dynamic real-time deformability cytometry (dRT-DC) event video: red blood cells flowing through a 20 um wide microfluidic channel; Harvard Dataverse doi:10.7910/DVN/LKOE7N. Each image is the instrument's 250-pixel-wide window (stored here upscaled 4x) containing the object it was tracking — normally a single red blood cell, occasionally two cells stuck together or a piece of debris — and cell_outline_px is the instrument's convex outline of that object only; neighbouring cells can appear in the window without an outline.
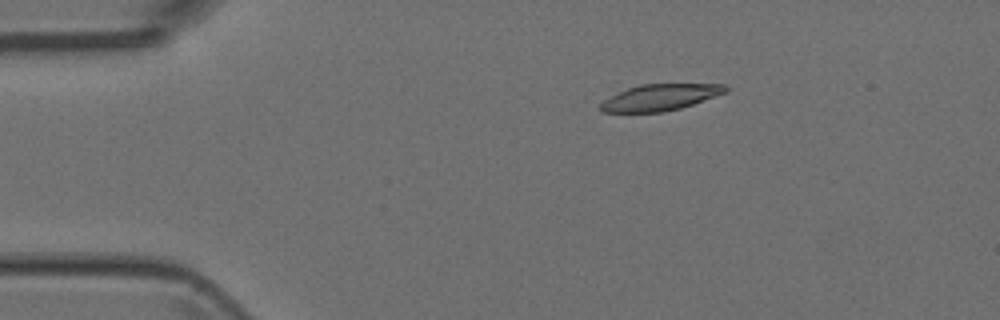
{"species": "Egyptian fruit bat (a non-hibernating species)", "species_latin": "Rousettus aegyptiacus", "temperature_condition": "room temperature", "stored_images_in_passage": 5, "camera_frame_rate_fps": 3000, "um_per_image_px": 0.085, "animal": {"sex": "female"}, "frame": {"image": 1, "passage_image": 1, "time_ms": 0.0, "image_size_px": [1000, 320], "cell_outline_px": [[728, 92], [680, 108], [664, 112], [604, 112], [600, 108], [600, 104], [604, 100], [628, 88], [640, 84], [724, 84], [728, 88]], "centroid_in_image_um": [56.14, 8.27], "position_along_channel_um": 28.9, "area_um2": 18.96}}
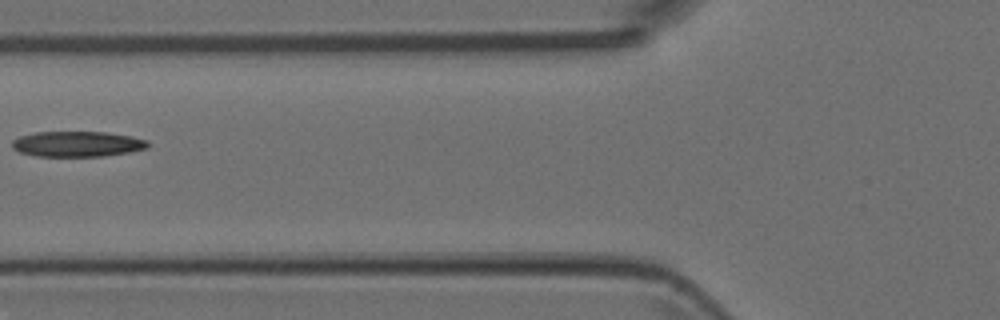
{"frame": {"image": 2, "passage_image": 4, "time_ms": 1.0, "image_size_px": [1000, 320], "cell_outline_px": [[148, 148], [128, 152], [104, 156], [36, 156], [20, 152], [12, 148], [12, 140], [20, 136], [36, 132], [104, 132], [132, 136], [148, 140]], "centroid_in_image_um": [6.57, 12.24], "position_along_channel_um": 119.2, "area_um2": 20.11}}
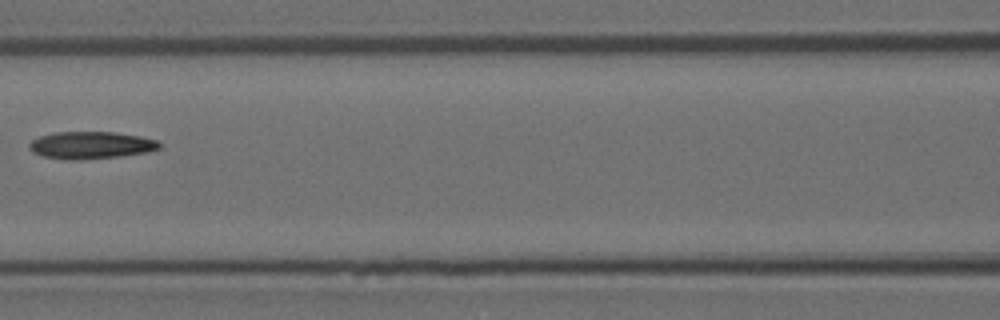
{"frame": {"image": 3, "passage_image": 5, "time_ms": 1.333, "image_size_px": [1000, 320], "cell_outline_px": [[160, 148], [148, 152], [120, 156], [72, 160], [68, 160], [44, 156], [32, 152], [28, 148], [28, 144], [32, 140], [40, 136], [56, 132], [116, 132], [140, 136], [156, 140], [160, 144]], "centroid_in_image_um": [7.71, 12.33], "position_along_channel_um": 158.9, "area_um2": 20.58}}